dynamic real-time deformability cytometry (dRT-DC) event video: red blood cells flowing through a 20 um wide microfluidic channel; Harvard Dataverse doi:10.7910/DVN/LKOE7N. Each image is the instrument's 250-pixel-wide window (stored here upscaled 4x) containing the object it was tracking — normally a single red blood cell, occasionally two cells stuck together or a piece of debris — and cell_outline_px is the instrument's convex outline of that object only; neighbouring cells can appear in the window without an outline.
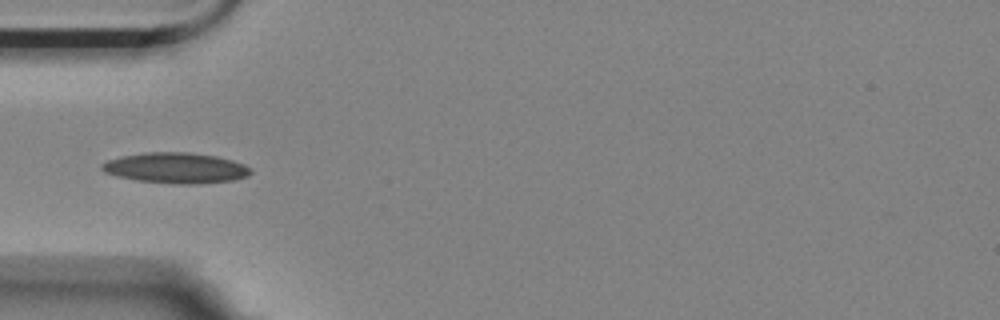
{"species": "Egyptian fruit bat (a non-hibernating species)", "species_latin": "Rousettus aegyptiacus", "temperature_condition": "room temperature", "stored_images_in_passage": 8, "camera_frame_rate_fps": 3000, "um_per_image_px": 0.085, "animal": {"sex": "female"}, "frame": {"image": 1, "passage_image": 3, "time_ms": 0.667, "image_size_px": [1000, 320], "cell_outline_px": [[252, 172], [248, 176], [232, 180], [200, 184], [180, 184], [136, 180], [116, 176], [104, 172], [100, 168], [100, 164], [108, 160], [120, 156], [144, 152], [188, 152], [216, 156], [232, 160], [244, 164], [252, 168]], "centroid_in_image_um": [14.94, 14.27], "position_along_channel_um": 70.1, "area_um2": 26.7}}
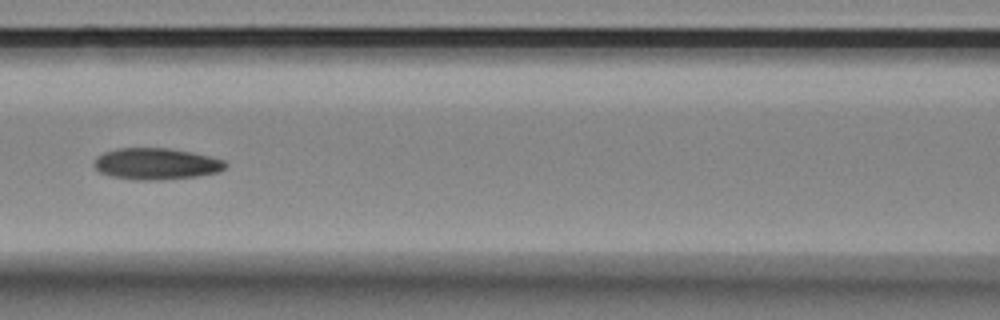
{"frame": {"image": 2, "passage_image": 5, "time_ms": 1.333, "image_size_px": [1000, 320], "cell_outline_px": [[228, 164], [224, 168], [216, 172], [196, 176], [160, 180], [140, 180], [112, 176], [100, 172], [96, 168], [96, 156], [104, 152], [116, 148], [168, 148], [192, 152], [224, 160]], "centroid_in_image_um": [13.28, 13.91], "position_along_channel_um": 153.3, "area_um2": 23.81}}
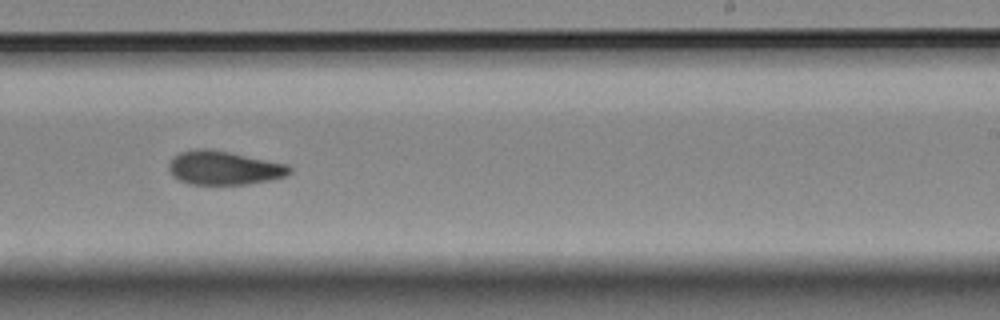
{"frame": {"image": 3, "passage_image": 8, "time_ms": 2.333, "image_size_px": [1000, 320], "cell_outline_px": [[292, 172], [284, 176], [268, 180], [248, 184], [188, 184], [172, 176], [168, 168], [168, 164], [172, 156], [180, 152], [196, 148], [212, 148], [288, 164], [292, 168]], "centroid_in_image_um": [19.0, 14.25], "position_along_channel_um": 270.0, "area_um2": 24.04}}